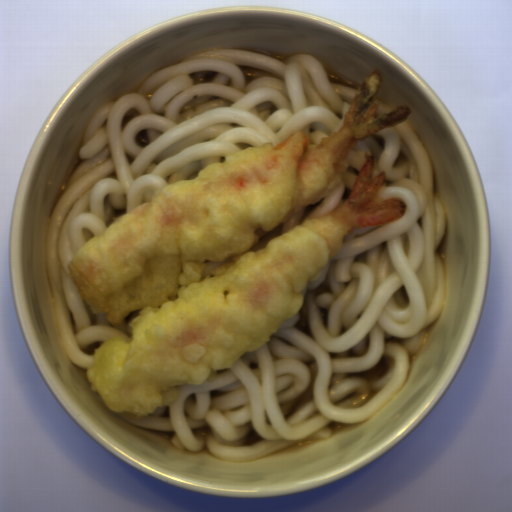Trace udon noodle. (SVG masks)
<instances>
[{"mask_svg":"<svg viewBox=\"0 0 512 512\" xmlns=\"http://www.w3.org/2000/svg\"><path fill=\"white\" fill-rule=\"evenodd\" d=\"M369 156L373 179L385 174L375 195L407 202L402 218L345 235L318 278L307 281L295 314L259 350L214 371L211 382L174 386L177 397L147 415L117 418L173 433L177 449H206L231 463L327 440L329 424L372 417L405 385L410 357L443 311L437 250L447 232L430 156L405 118L358 142L337 188L295 208L276 229L256 230L249 250L339 209Z\"/></svg>","mask_w":512,"mask_h":512,"instance_id":"d5520da0","label":"udon noodle"},{"mask_svg":"<svg viewBox=\"0 0 512 512\" xmlns=\"http://www.w3.org/2000/svg\"><path fill=\"white\" fill-rule=\"evenodd\" d=\"M360 91L330 82L309 54L284 60L244 49L203 51L147 77L96 109L48 222L45 269L61 347L89 369L102 343L132 340L128 322L92 313L69 263L77 249L175 182L191 181L228 155L297 133L310 143L342 130Z\"/></svg>","mask_w":512,"mask_h":512,"instance_id":"a0691cae","label":"udon noodle"},{"mask_svg":"<svg viewBox=\"0 0 512 512\" xmlns=\"http://www.w3.org/2000/svg\"><path fill=\"white\" fill-rule=\"evenodd\" d=\"M376 100L378 102L376 118L379 117V116H382L384 114H387L390 111H392L393 109H395V108L391 107L390 105L382 102L381 100H379L377 98H376Z\"/></svg>","mask_w":512,"mask_h":512,"instance_id":"8dc81ce9","label":"udon noodle"}]
</instances>
